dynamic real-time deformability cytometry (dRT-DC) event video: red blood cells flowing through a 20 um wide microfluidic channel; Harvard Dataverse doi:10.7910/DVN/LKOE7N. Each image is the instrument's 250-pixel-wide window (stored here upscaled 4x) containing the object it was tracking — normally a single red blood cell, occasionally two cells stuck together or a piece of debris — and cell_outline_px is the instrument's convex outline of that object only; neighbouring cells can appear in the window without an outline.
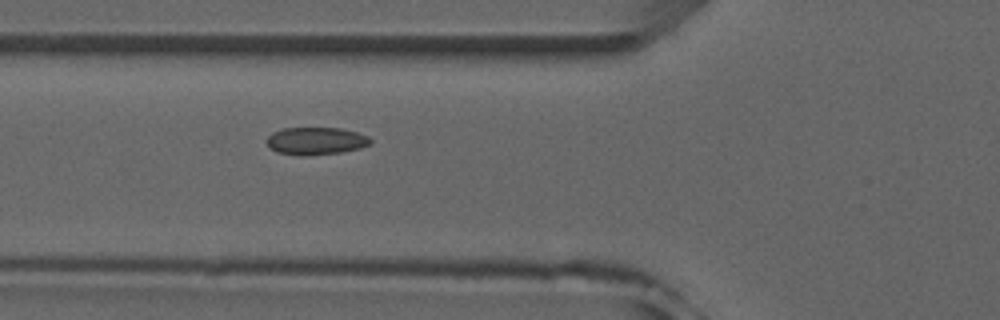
{"species": "common noctule bat (a hibernating species)", "species_latin": "Nyctalus noctula", "temperature_condition": "room temperature", "stored_images_in_passage": 16, "camera_frame_rate_fps": 3000, "um_per_image_px": 0.085, "animal": {"sex": "male", "forearm_length_mm": 52.5}, "frame": {"image": 1, "passage_image": 3, "time_ms": 0.667, "image_size_px": [1000, 320], "cell_outline_px": [[372, 144], [360, 148], [340, 152], [304, 156], [276, 152], [268, 148], [268, 136], [272, 132], [284, 128], [340, 128], [356, 132], [368, 136], [372, 140]], "centroid_in_image_um": [26.85, 11.98], "position_along_channel_um": 98.9, "area_um2": 16.65}}
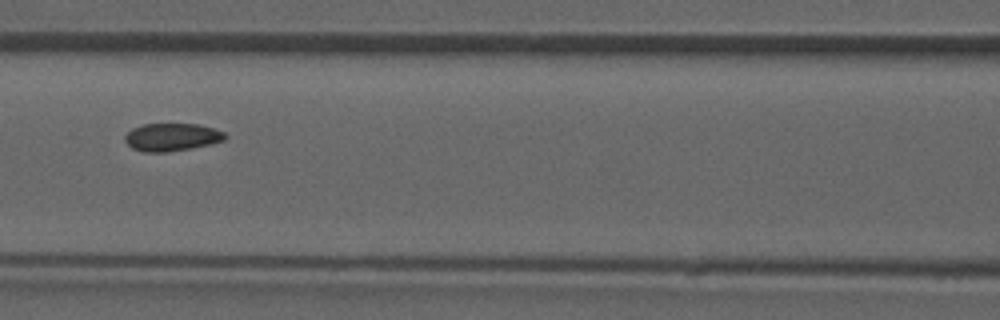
{"frame": {"image": 2, "passage_image": 7, "time_ms": 2.0, "image_size_px": [1000, 320], "cell_outline_px": [[228, 136], [224, 140], [192, 148], [168, 152], [144, 152], [132, 148], [124, 140], [124, 136], [132, 128], [144, 124], [200, 124], [224, 132]], "centroid_in_image_um": [14.59, 11.65], "position_along_channel_um": 152.0, "area_um2": 16.18}}